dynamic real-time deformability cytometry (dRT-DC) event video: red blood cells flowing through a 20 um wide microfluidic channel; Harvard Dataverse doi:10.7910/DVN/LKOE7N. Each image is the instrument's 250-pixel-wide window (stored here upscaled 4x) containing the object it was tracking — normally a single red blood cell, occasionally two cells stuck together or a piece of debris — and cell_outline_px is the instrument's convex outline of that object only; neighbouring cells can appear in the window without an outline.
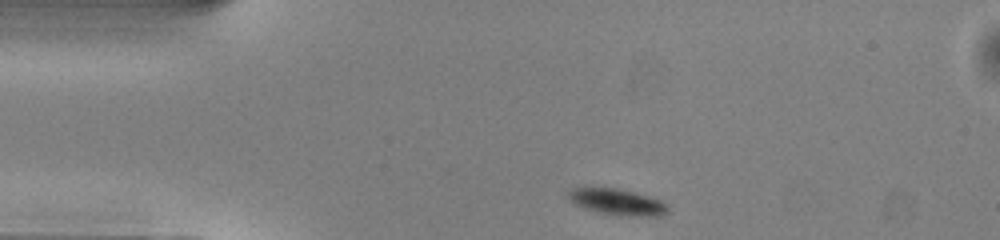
{"species": "common noctule bat (a hibernating species)", "species_latin": "Nyctalus noctula", "temperature_condition": "warm", "stored_images_in_passage": 42, "camera_frame_rate_fps": 3000, "um_per_image_px": 0.085, "animal": {"sex": "male", "body_mass_g": 13.0, "forearm_length_mm": 53.1}, "frame": {"image": 1, "passage_image": 1, "time_ms": 0.0, "image_size_px": [1000, 240], "cell_outline_px": [[668, 212], [660, 216], [632, 216], [600, 212], [584, 208], [576, 204], [568, 196], [568, 192], [572, 188], [584, 184], [616, 188], [648, 196], [660, 200], [668, 208]], "centroid_in_image_um": [52.39, 17.11], "position_along_channel_um": 32.6, "area_um2": 15.32}}
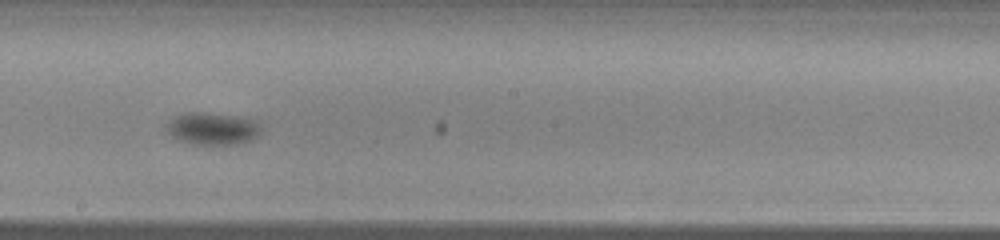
{"frame": {"image": 2, "passage_image": 19, "time_ms": 6.0, "image_size_px": [1000, 240], "cell_outline_px": [[260, 132], [256, 136], [240, 144], [192, 144], [180, 140], [172, 136], [168, 132], [164, 124], [172, 116], [184, 112], [200, 112], [232, 116], [252, 120], [260, 128]], "centroid_in_image_um": [17.95, 10.93], "position_along_channel_um": 230.3, "area_um2": 17.51}}
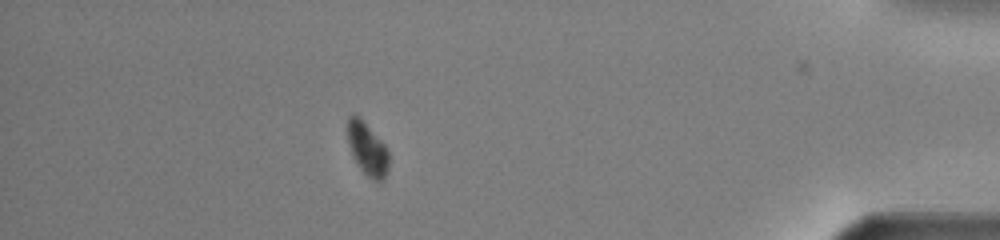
{"frame": {"image": 3, "passage_image": 36, "time_ms": 11.667, "image_size_px": [1000, 240], "cell_outline_px": [[388, 168], [384, 180], [372, 180], [356, 164], [352, 156], [348, 140], [348, 116], [360, 116], [384, 144], [388, 152]], "centroid_in_image_um": [31.22, 12.67], "position_along_channel_um": 404.0, "area_um2": 12.54}, "authors_computed_cell_mechanics": {"area_um2": 16.7042, "velocity_mm_per_s": 3.992, "shape_relaxation_time_tau1_ms": 1.1463, "shape_relaxation_time_tau2_ms": null, "deformation_change_tau1": 0.0805, "deformation_change_tau2": null}}